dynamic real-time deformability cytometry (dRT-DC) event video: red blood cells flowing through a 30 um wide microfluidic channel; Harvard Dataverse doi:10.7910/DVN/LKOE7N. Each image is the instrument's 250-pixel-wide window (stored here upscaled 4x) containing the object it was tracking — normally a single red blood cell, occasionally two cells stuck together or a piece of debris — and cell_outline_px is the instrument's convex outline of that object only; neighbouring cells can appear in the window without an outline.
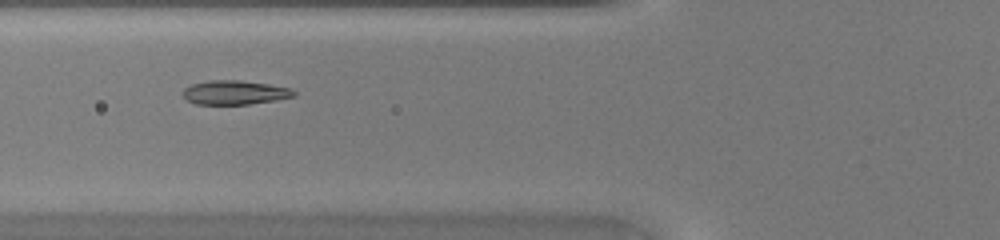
{"species": "common noctule bat (a hibernating species)", "species_latin": "Nyctalus noctula", "temperature_condition": "warm", "stored_images_in_passage": 34, "camera_frame_rate_fps": 3000, "um_per_image_px": 0.085, "animal": {"sex": "female", "body_mass_g": 20.0, "forearm_length_mm": 54.0}, "frame": {"image": 1, "passage_image": 6, "time_ms": 1.667, "image_size_px": [1000, 240], "cell_outline_px": [[296, 96], [276, 100], [248, 104], [196, 104], [188, 100], [180, 92], [184, 88], [192, 84], [208, 80], [240, 80], [268, 84], [292, 88], [296, 92]], "centroid_in_image_um": [19.96, 7.85], "position_along_channel_um": 105.8, "area_um2": 15.66}}
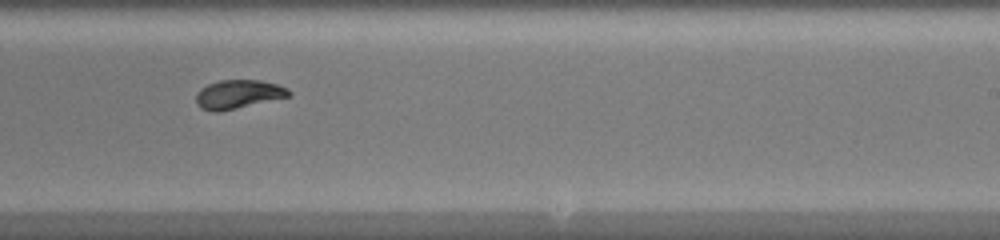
{"frame": {"image": 2, "passage_image": 17, "time_ms": 5.333, "image_size_px": [1000, 240], "cell_outline_px": [[292, 96], [236, 108], [216, 112], [212, 112], [200, 108], [196, 104], [196, 96], [200, 88], [208, 84], [220, 80], [260, 80], [276, 84], [288, 88], [292, 92]], "centroid_in_image_um": [20.26, 8.01], "position_along_channel_um": 268.7, "area_um2": 15.61}}
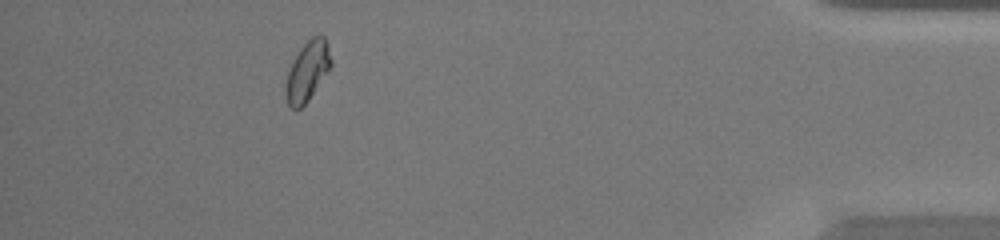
{"frame": {"image": 3, "passage_image": 30, "time_ms": 9.667, "image_size_px": [1000, 240], "cell_outline_px": [[332, 64], [328, 72], [308, 100], [300, 108], [292, 108], [288, 104], [284, 96], [284, 84], [292, 60], [300, 48], [312, 36], [324, 36], [328, 44], [332, 60]], "centroid_in_image_um": [26.12, 6.05], "position_along_channel_um": 409.1, "area_um2": 15.9}}